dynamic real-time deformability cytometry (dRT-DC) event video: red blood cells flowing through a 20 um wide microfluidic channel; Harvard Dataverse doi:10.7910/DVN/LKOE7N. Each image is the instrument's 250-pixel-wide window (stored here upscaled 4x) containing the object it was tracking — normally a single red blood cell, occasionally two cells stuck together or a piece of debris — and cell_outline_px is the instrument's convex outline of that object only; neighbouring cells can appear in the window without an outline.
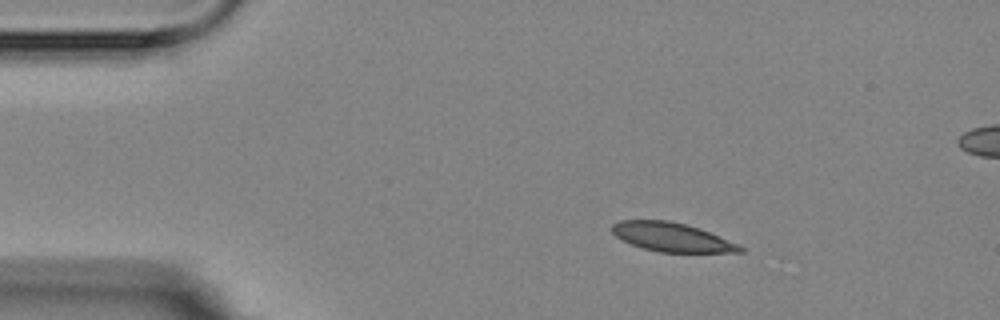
{"species": "Egyptian fruit bat (a non-hibernating species)", "species_latin": "Rousettus aegyptiacus", "temperature_condition": "room temperature", "stored_images_in_passage": 4, "camera_frame_rate_fps": 3000, "um_per_image_px": 0.085, "animal": {"sex": "female"}, "frame": {"image": 1, "passage_image": 1, "time_ms": 0.0, "image_size_px": [1000, 320], "cell_outline_px": [[744, 252], [660, 252], [640, 248], [616, 236], [612, 232], [612, 224], [620, 220], [668, 220], [700, 228], [736, 244], [744, 248]], "centroid_in_image_um": [57.06, 20.15], "position_along_channel_um": 27.9, "area_um2": 21.27}}